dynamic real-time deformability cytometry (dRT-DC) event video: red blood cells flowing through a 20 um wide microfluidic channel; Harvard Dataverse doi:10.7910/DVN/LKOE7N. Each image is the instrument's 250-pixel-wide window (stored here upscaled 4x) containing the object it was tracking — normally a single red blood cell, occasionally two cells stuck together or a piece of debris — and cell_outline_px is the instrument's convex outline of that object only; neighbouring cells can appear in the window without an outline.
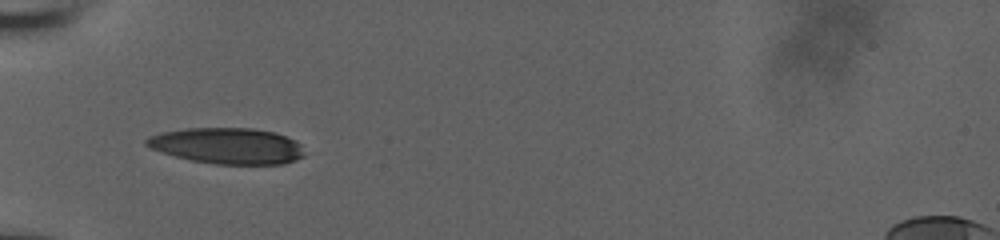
{"species": "human", "species_latin": "Homo sapiens", "temperature_condition": "room temperature", "stored_images_in_passage": 36, "camera_frame_rate_fps": 3000, "um_per_image_px": 0.085, "donor": {"sex": "male"}, "frame": {"image": 1, "passage_image": 1, "time_ms": 0.0, "image_size_px": [1000, 240], "cell_outline_px": [[304, 156], [296, 160], [284, 164], [216, 164], [192, 160], [176, 156], [152, 148], [144, 144], [144, 140], [148, 136], [160, 132], [184, 128], [252, 128], [276, 132], [296, 140], [300, 144], [304, 152]], "centroid_in_image_um": [19.35, 12.38], "position_along_channel_um": 65.7, "area_um2": 33.29}}
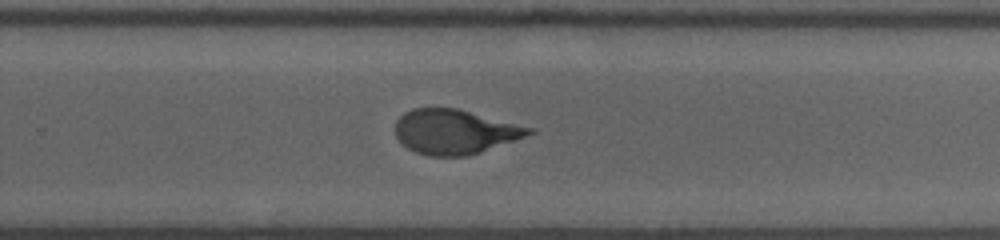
{"frame": {"image": 2, "passage_image": 19, "time_ms": 6.0, "image_size_px": [1000, 240], "cell_outline_px": [[536, 132], [480, 152], [464, 156], [428, 156], [416, 152], [400, 144], [396, 136], [396, 120], [404, 112], [412, 108], [456, 108], [536, 128]], "centroid_in_image_um": [38.64, 11.19], "position_along_channel_um": 291.2, "area_um2": 34.74}}
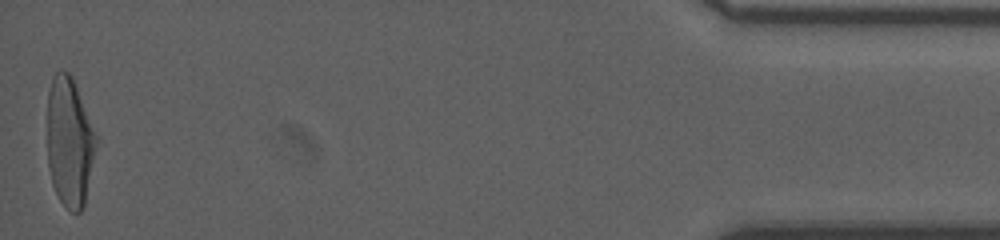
{"frame": {"image": 3, "passage_image": 36, "time_ms": 11.667, "image_size_px": [1000, 240], "cell_outline_px": [[96, 144], [84, 204], [80, 212], [72, 212], [60, 200], [52, 184], [48, 164], [48, 92], [52, 76], [56, 72], [68, 72], [72, 76], [96, 136]], "centroid_in_image_um": [5.88, 12.06], "position_along_channel_um": 429.3, "area_um2": 36.01}, "authors_computed_cell_mechanics": {"area_um2": 36.0383, "velocity_mm_per_s": 3.8794, "shape_relaxation_time_tau1_ms": 3.932, "shape_relaxation_time_tau2_ms": 1.0032, "deformation_change_tau1": 0.1934, "deformation_change_tau2": 0.0804}}